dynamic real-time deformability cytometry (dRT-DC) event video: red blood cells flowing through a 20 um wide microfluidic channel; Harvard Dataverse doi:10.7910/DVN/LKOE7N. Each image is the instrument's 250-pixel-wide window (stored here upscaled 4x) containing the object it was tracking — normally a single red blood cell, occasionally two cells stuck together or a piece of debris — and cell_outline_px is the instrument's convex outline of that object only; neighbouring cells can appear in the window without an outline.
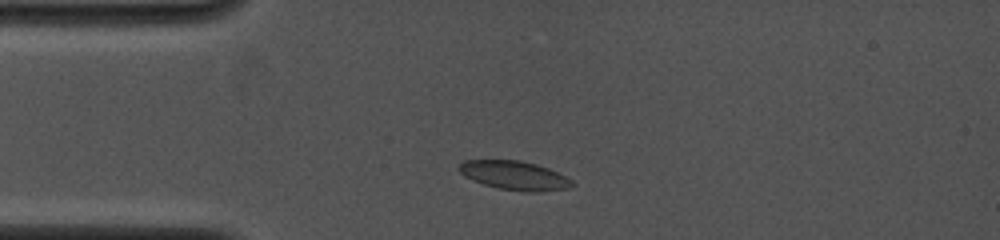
{"species": "common noctule bat (a hibernating species)", "species_latin": "Nyctalus noctula", "temperature_condition": "cold", "stored_images_in_passage": 3, "camera_frame_rate_fps": 4000, "um_per_image_px": 0.085, "animal": {"sex": "female", "body_mass_g": 19.0, "forearm_length_mm": 53.3}, "frame": {"image": 1, "passage_image": 2, "time_ms": 1.0, "image_size_px": [1000, 240], "cell_outline_px": [[576, 184], [568, 188], [536, 192], [528, 192], [496, 188], [472, 180], [464, 176], [456, 168], [464, 160], [520, 160], [536, 164], [548, 168], [572, 180]], "centroid_in_image_um": [43.7, 14.91], "position_along_channel_um": 41.3, "area_um2": 19.07}}